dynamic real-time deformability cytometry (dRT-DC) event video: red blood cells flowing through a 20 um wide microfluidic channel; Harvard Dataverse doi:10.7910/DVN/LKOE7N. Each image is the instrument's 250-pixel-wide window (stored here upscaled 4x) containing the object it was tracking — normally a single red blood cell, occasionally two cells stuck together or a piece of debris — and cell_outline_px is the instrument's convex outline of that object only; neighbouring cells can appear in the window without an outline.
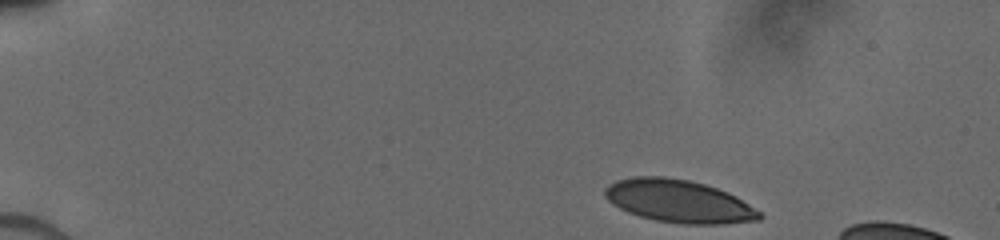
{"species": "human", "species_latin": "Homo sapiens", "temperature_condition": "cold", "stored_images_in_passage": 50, "camera_frame_rate_fps": 3000, "um_per_image_px": 0.085, "donor": {"sex": "male"}, "frame": {"image": 1, "passage_image": 1, "time_ms": 0.0, "image_size_px": [1000, 240], "cell_outline_px": [[764, 216], [760, 220], [724, 224], [684, 224], [656, 220], [640, 216], [628, 212], [612, 204], [604, 196], [604, 188], [608, 184], [616, 180], [632, 176], [664, 176], [688, 180], [704, 184], [728, 192], [736, 196], [760, 212]], "centroid_in_image_um": [57.67, 17.1], "position_along_channel_um": 27.3, "area_um2": 38.61}}
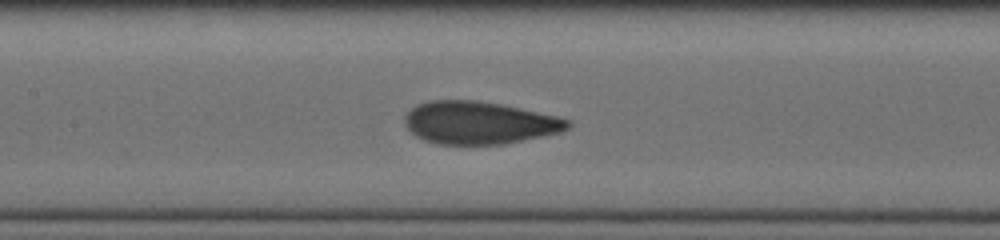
{"frame": {"image": 2, "passage_image": 29, "time_ms": 6.0, "image_size_px": [1000, 240], "cell_outline_px": [[572, 124], [568, 128], [560, 132], [504, 144], [436, 144], [424, 140], [416, 136], [404, 124], [404, 116], [416, 104], [428, 100], [476, 100], [500, 104], [520, 108], [556, 116], [572, 120]], "centroid_in_image_um": [40.71, 10.43], "position_along_channel_um": 166.7, "area_um2": 40.46}}
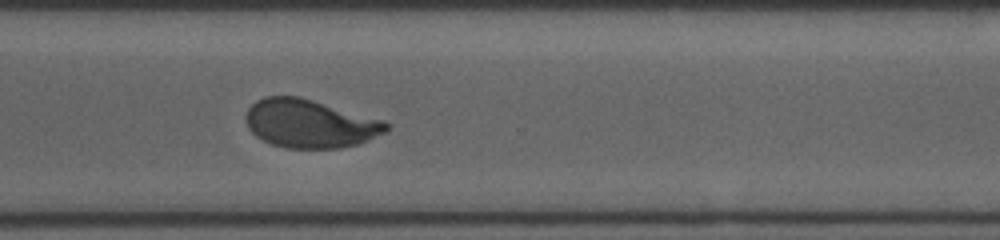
{"frame": {"image": 3, "passage_image": 49, "time_ms": 10.333, "image_size_px": [1000, 240], "cell_outline_px": [[392, 128], [368, 140], [356, 144], [340, 148], [284, 148], [272, 144], [256, 136], [248, 128], [248, 108], [256, 100], [264, 96], [300, 96], [384, 120], [392, 124]], "centroid_in_image_um": [26.38, 10.5], "position_along_channel_um": 344.2, "area_um2": 39.54}}